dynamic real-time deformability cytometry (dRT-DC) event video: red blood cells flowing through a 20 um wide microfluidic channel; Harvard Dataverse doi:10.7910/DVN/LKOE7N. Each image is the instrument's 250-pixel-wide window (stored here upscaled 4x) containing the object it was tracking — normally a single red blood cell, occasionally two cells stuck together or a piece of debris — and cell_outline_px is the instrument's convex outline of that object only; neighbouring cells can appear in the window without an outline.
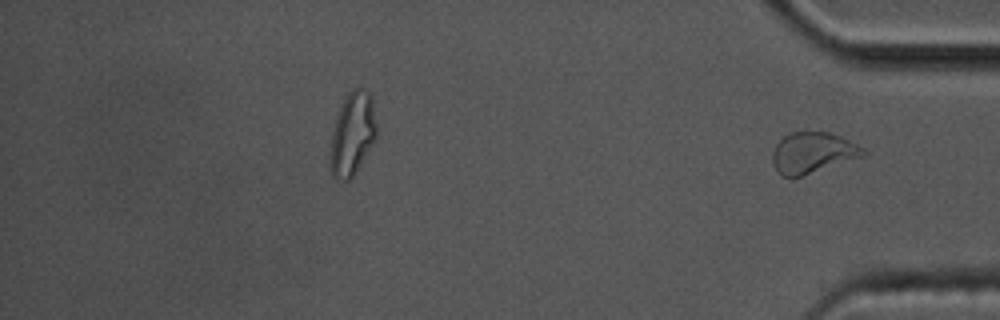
{"species": "common noctule bat (a hibernating species)", "species_latin": "Nyctalus noctula", "temperature_condition": "cold", "stored_images_in_passage": 45, "segment_of_instrument_passage": [2, 2], "camera_frame_rate_fps": 3000, "um_per_image_px": 0.085, "animal": {"sex": "male", "body_mass_g": 17.5, "forearm_length_mm": 52.3}, "frame": {"image": 1, "passage_image": 45, "time_ms": 14.667, "image_size_px": [1000, 320], "cell_outline_px": [[868, 152], [864, 156], [792, 180], [780, 176], [776, 172], [772, 164], [772, 152], [776, 144], [784, 136], [792, 132], [832, 132], [864, 148]], "centroid_in_image_um": [69.04, 13.03], "position_along_channel_um": 366.2, "area_um2": 22.2}}